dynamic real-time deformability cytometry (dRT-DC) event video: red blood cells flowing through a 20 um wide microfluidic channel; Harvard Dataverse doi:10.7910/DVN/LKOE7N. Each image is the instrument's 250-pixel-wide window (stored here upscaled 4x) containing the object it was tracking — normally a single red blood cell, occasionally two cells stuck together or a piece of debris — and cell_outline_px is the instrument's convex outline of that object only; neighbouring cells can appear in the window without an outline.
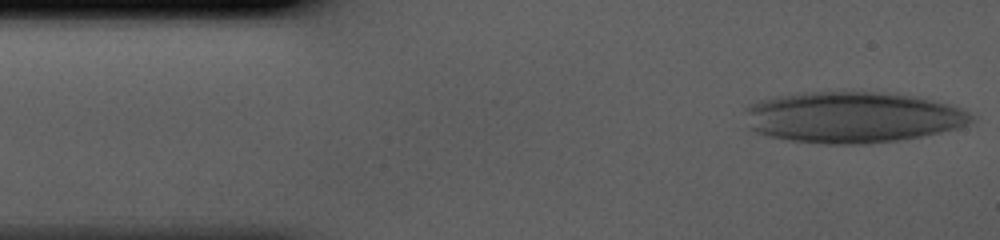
{"species": "human", "species_latin": "Homo sapiens", "temperature_condition": "cold", "stored_images_in_passage": 41, "camera_frame_rate_fps": 3000, "um_per_image_px": 0.085, "donor": {"sex": "male"}, "frame": {"image": 1, "passage_image": 1, "time_ms": 0.0, "image_size_px": [1000, 240], "cell_outline_px": [[976, 120], [960, 128], [924, 136], [868, 144], [824, 144], [788, 140], [768, 136], [756, 132], [748, 128], [744, 108], [756, 100], [776, 96], [812, 92], [880, 92], [916, 96], [948, 104], [960, 108], [976, 116]], "centroid_in_image_um": [72.45, 9.97], "position_along_channel_um": 12.5, "area_um2": 67.97}}
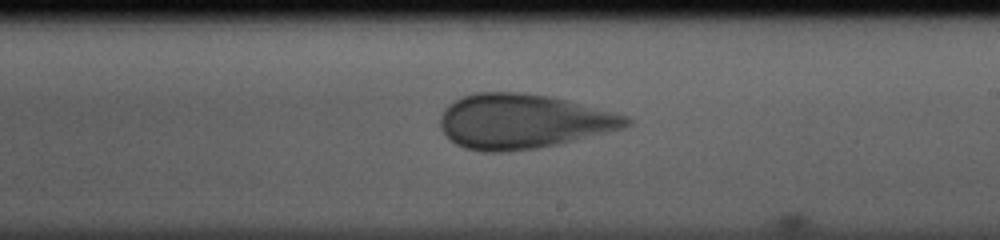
{"frame": {"image": 2, "passage_image": 23, "time_ms": 7.333, "image_size_px": [1000, 240], "cell_outline_px": [[632, 124], [624, 128], [560, 144], [540, 148], [508, 152], [484, 152], [464, 148], [456, 144], [440, 128], [440, 116], [444, 108], [448, 104], [464, 96], [476, 92], [516, 92], [548, 96], [616, 112], [628, 116], [632, 120]], "centroid_in_image_um": [44.47, 10.33], "position_along_channel_um": 244.5, "area_um2": 59.42}}
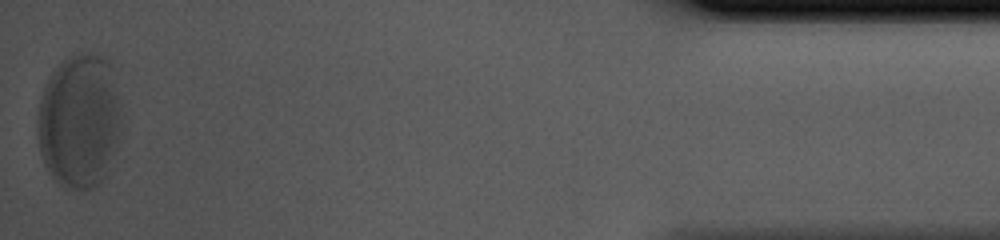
{"frame": {"image": 3, "passage_image": 41, "time_ms": 13.333, "image_size_px": [1000, 240], "cell_outline_px": [[124, 116], [108, 172], [104, 180], [100, 184], [84, 192], [64, 188], [48, 172], [44, 164], [40, 152], [40, 100], [48, 76], [68, 56], [80, 52], [92, 52], [108, 60], [112, 64], [120, 96]], "centroid_in_image_um": [6.82, 10.28], "position_along_channel_um": 428.4, "area_um2": 66.64}}